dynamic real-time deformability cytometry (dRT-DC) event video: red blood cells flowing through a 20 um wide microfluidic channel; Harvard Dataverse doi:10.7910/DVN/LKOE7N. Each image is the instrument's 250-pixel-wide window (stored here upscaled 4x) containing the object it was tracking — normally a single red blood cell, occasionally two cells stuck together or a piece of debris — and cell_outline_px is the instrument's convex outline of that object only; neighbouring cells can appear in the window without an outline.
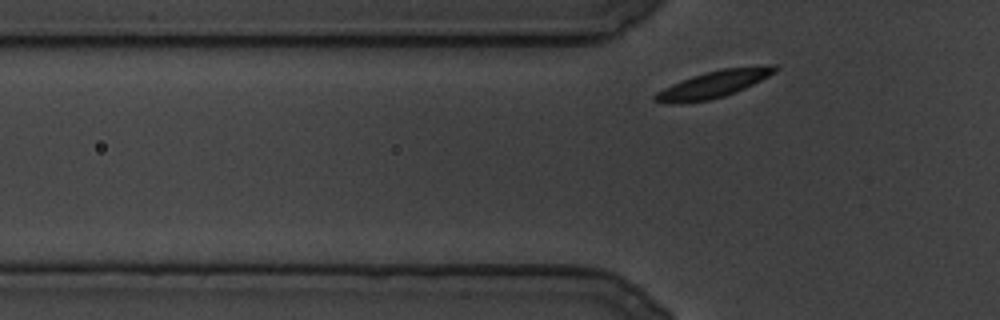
{"species": "common noctule bat (a hibernating species)", "species_latin": "Nyctalus noctula", "temperature_condition": "cold", "stored_images_in_passage": 71, "camera_frame_rate_fps": 3000, "um_per_image_px": 0.085, "animal": {"sex": "male", "body_mass_g": 19.5, "forearm_length_mm": 54.6}, "frame": {"image": 1, "passage_image": 6, "time_ms": 1.667, "image_size_px": [1000, 320], "cell_outline_px": [[776, 72], [736, 92], [724, 96], [708, 100], [672, 104], [652, 100], [652, 96], [656, 92], [672, 84], [692, 76], [724, 68], [772, 64], [776, 64]], "centroid_in_image_um": [60.64, 7.16], "position_along_channel_um": 65.2, "area_um2": 18.61}}
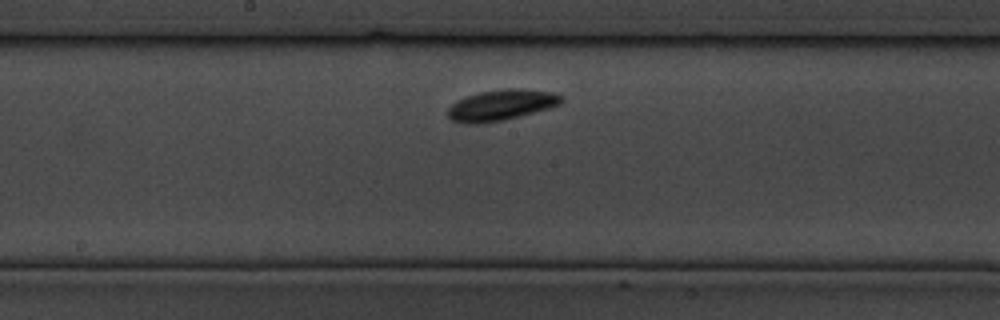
{"frame": {"image": 2, "passage_image": 33, "time_ms": 10.667, "image_size_px": [1000, 320], "cell_outline_px": [[564, 100], [560, 104], [548, 108], [500, 120], [480, 124], [464, 124], [452, 120], [444, 112], [456, 100], [480, 92], [512, 88], [552, 92], [560, 96]], "centroid_in_image_um": [42.52, 8.94], "position_along_channel_um": 205.7, "area_um2": 20.0}}
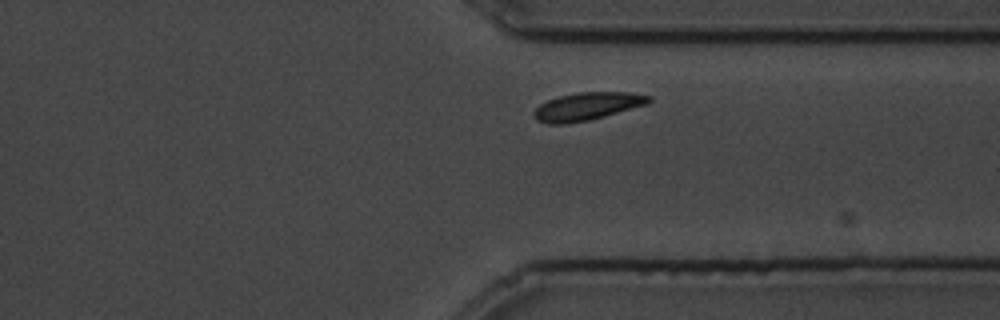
{"frame": {"image": 3, "passage_image": 62, "time_ms": 20.333, "image_size_px": [1000, 320], "cell_outline_px": [[652, 100], [648, 104], [604, 116], [588, 120], [564, 124], [548, 124], [536, 120], [532, 112], [540, 104], [548, 100], [560, 96], [580, 92], [628, 92], [652, 96]], "centroid_in_image_um": [49.91, 9.04], "position_along_channel_um": 361.5, "area_um2": 18.55}}